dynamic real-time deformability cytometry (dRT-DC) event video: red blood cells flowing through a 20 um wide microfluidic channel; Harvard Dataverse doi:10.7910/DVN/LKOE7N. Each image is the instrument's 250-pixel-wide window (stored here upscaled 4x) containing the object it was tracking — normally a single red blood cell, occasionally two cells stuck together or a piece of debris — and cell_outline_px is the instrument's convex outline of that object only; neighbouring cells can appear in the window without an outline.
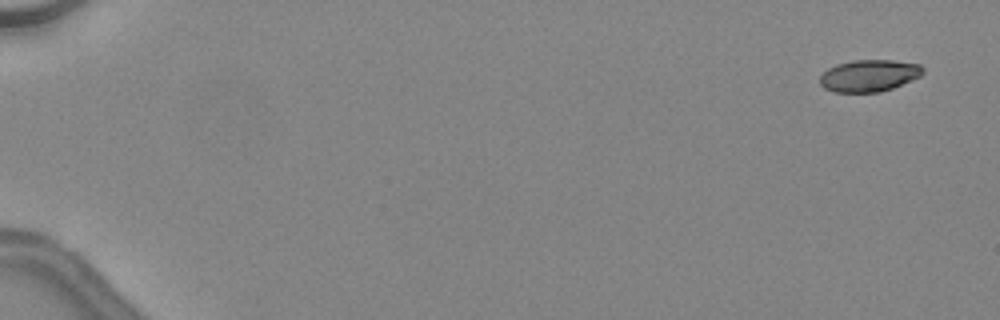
{"species": "common noctule bat (a hibernating species)", "species_latin": "Nyctalus noctula", "temperature_condition": "warm", "stored_images_in_passage": 46, "camera_frame_rate_fps": 3000, "um_per_image_px": 0.085, "animal": {"sex": "female", "body_mass_g": 24.6, "forearm_length_mm": 56.2}, "frame": {"image": 1, "passage_image": 1, "time_ms": 0.0, "image_size_px": [1000, 320], "cell_outline_px": [[924, 72], [920, 76], [892, 88], [880, 92], [832, 92], [824, 88], [820, 84], [820, 76], [828, 68], [836, 64], [852, 60], [892, 60], [920, 64], [924, 68]], "centroid_in_image_um": [73.86, 6.42], "position_along_channel_um": 11.1, "area_um2": 19.19}}
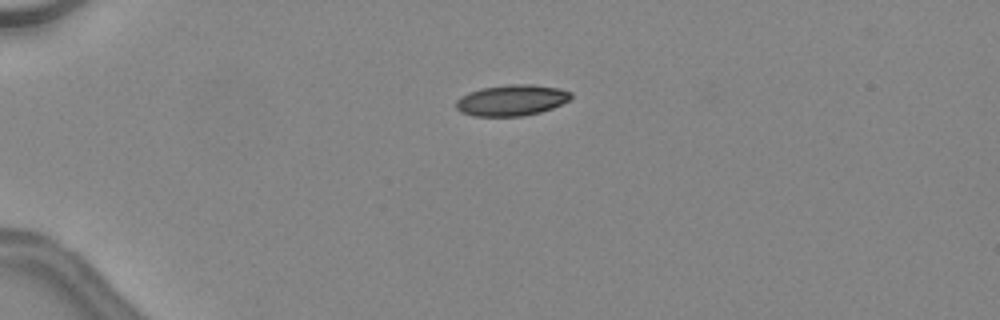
{"frame": {"image": 2, "passage_image": 12, "time_ms": 3.667, "image_size_px": [1000, 320], "cell_outline_px": [[572, 100], [552, 108], [540, 112], [524, 116], [472, 116], [460, 112], [456, 108], [456, 100], [460, 96], [468, 92], [480, 88], [512, 84], [532, 84], [556, 88], [572, 92]], "centroid_in_image_um": [43.48, 8.52], "position_along_channel_um": 41.5, "area_um2": 20.98}}
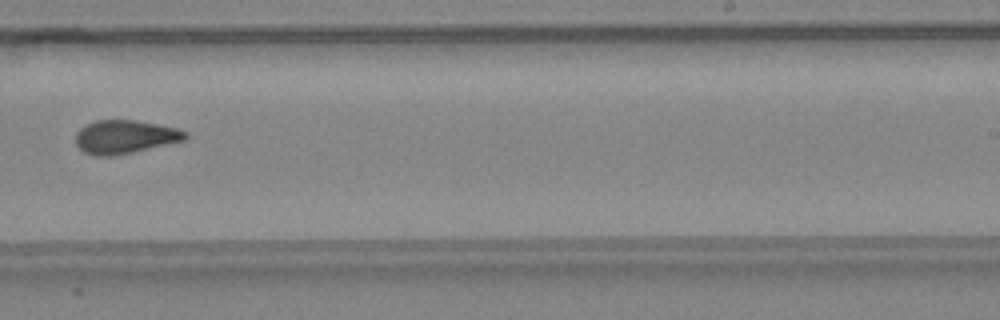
{"frame": {"image": 3, "passage_image": 31, "time_ms": 10.0, "image_size_px": [1000, 320], "cell_outline_px": [[188, 140], [132, 152], [112, 156], [96, 156], [84, 152], [76, 144], [76, 132], [80, 128], [96, 120], [136, 120], [176, 128], [188, 132]], "centroid_in_image_um": [10.65, 11.63], "position_along_channel_um": 278.4, "area_um2": 21.39}, "authors_computed_cell_mechanics": {"area_um2": 21.0103, "velocity_mm_per_s": 4.5467, "shape_relaxation_time_tau1_ms": null, "shape_relaxation_time_tau2_ms": 1.8288, "deformation_change_tau1": null, "deformation_change_tau2": 0.0729}}